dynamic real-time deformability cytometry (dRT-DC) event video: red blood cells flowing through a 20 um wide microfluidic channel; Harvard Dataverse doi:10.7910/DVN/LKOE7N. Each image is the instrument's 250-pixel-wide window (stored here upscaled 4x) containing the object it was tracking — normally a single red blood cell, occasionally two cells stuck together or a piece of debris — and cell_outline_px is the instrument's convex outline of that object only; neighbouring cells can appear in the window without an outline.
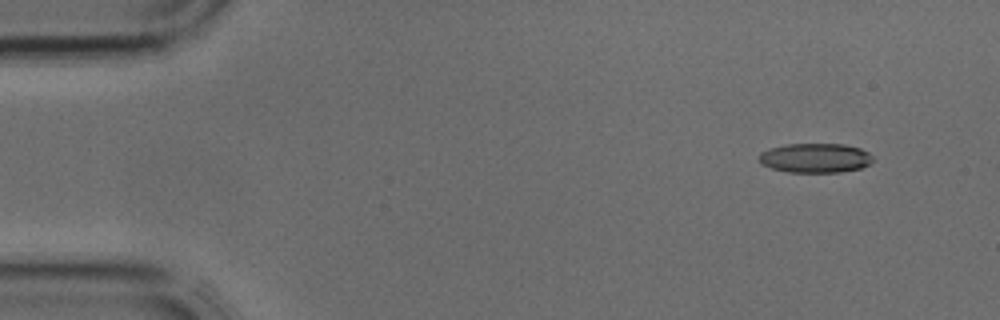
{"species": "common noctule bat (a hibernating species)", "species_latin": "Nyctalus noctula", "temperature_condition": "cold", "stored_images_in_passage": 3, "camera_frame_rate_fps": 3000, "um_per_image_px": 0.085, "animal": {"sex": "male", "body_mass_g": 17.9, "forearm_length_mm": 54.2}, "frame": {"image": 1, "passage_image": 1, "time_ms": 0.0, "image_size_px": [1000, 320], "cell_outline_px": [[872, 160], [868, 164], [860, 168], [840, 172], [788, 172], [772, 168], [760, 164], [760, 152], [772, 148], [788, 144], [844, 144], [860, 148], [868, 152], [872, 156]], "centroid_in_image_um": [69.3, 13.43], "position_along_channel_um": 15.7, "area_um2": 19.36}}
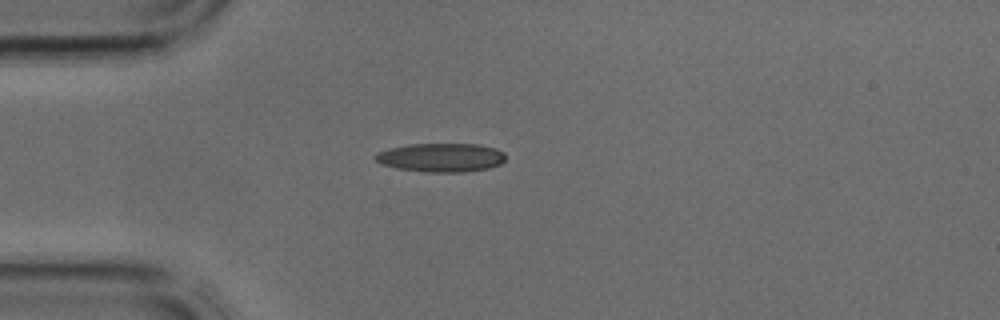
{"frame": {"image": 2, "passage_image": 3, "time_ms": 0.667, "image_size_px": [1000, 320], "cell_outline_px": [[504, 160], [500, 164], [488, 168], [464, 172], [424, 172], [396, 168], [384, 164], [376, 160], [372, 156], [376, 152], [388, 148], [408, 144], [480, 144], [496, 148], [504, 152]], "centroid_in_image_um": [37.47, 13.38], "position_along_channel_um": 47.5, "area_um2": 21.96}}